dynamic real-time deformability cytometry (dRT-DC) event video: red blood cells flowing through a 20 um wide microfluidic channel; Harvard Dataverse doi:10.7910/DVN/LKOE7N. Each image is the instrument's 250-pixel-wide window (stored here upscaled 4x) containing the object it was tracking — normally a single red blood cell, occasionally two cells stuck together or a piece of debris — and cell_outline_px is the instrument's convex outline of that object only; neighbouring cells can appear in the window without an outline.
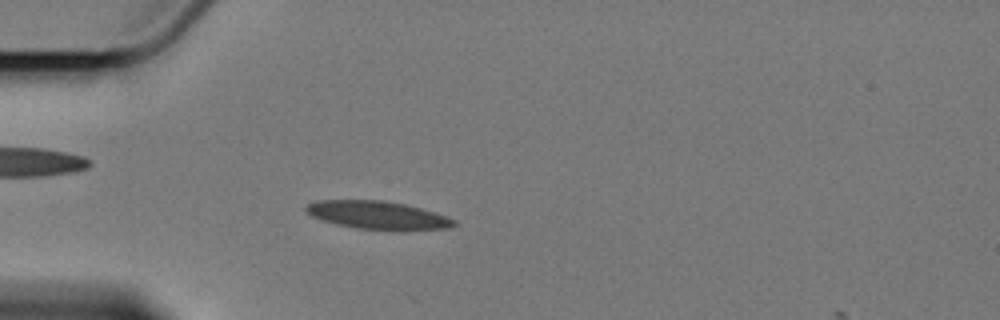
{"species": "Egyptian fruit bat (a non-hibernating species)", "species_latin": "Rousettus aegyptiacus", "temperature_condition": "cold", "stored_images_in_passage": 5, "camera_frame_rate_fps": 3000, "um_per_image_px": 0.085, "animal": {"sex": "female"}, "frame": {"image": 1, "passage_image": 4, "time_ms": 4.0, "image_size_px": [1000, 320], "cell_outline_px": [[456, 224], [448, 228], [404, 232], [400, 232], [356, 228], [336, 224], [312, 216], [304, 208], [308, 204], [316, 200], [384, 200], [404, 204], [436, 212], [448, 216], [456, 220]], "centroid_in_image_um": [32.18, 18.31], "position_along_channel_um": 52.8, "area_um2": 24.74}}